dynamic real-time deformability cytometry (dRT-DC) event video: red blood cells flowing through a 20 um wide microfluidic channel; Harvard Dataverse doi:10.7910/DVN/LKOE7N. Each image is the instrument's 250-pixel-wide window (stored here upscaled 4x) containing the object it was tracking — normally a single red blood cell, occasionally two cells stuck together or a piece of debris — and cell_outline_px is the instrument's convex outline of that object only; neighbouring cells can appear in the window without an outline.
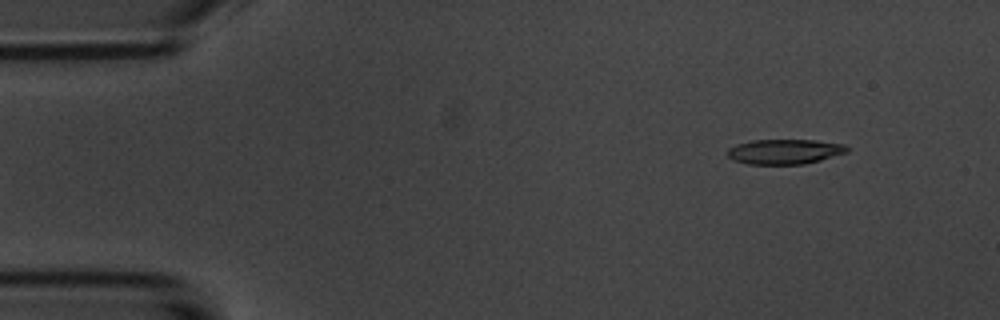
{"species": "common noctule bat (a hibernating species)", "species_latin": "Nyctalus noctula", "temperature_condition": "room temperature", "stored_images_in_passage": 6, "camera_frame_rate_fps": 3000, "um_per_image_px": 0.085, "animal": {"sex": "male", "body_mass_g": 20.1, "forearm_length_mm": 53.5}, "frame": {"image": 1, "passage_image": 2, "time_ms": 1.0, "image_size_px": [1000, 320], "cell_outline_px": [[848, 152], [820, 160], [804, 164], [748, 164], [732, 160], [724, 152], [728, 148], [736, 144], [752, 140], [816, 140], [844, 144], [848, 148]], "centroid_in_image_um": [66.65, 12.88], "position_along_channel_um": 18.4, "area_um2": 17.51}}
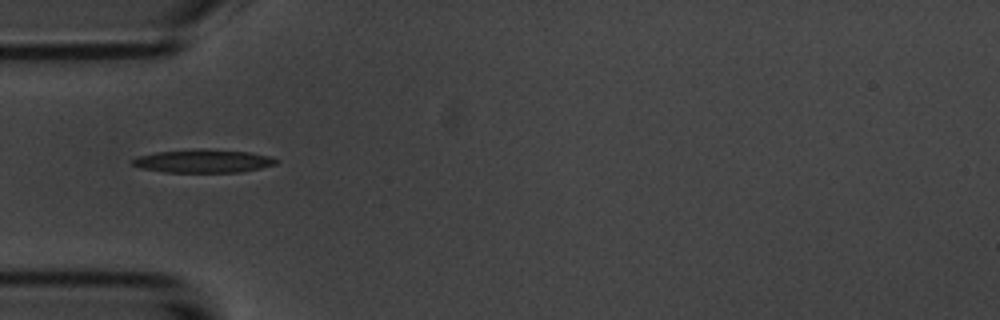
{"frame": {"image": 2, "passage_image": 5, "time_ms": 4.667, "image_size_px": [1000, 320], "cell_outline_px": [[280, 160], [276, 164], [260, 168], [240, 172], [164, 172], [140, 168], [132, 164], [132, 160], [136, 156], [156, 152], [196, 148], [204, 148], [248, 152], [268, 156]], "centroid_in_image_um": [17.24, 13.68], "position_along_channel_um": 67.8, "area_um2": 19.59}}
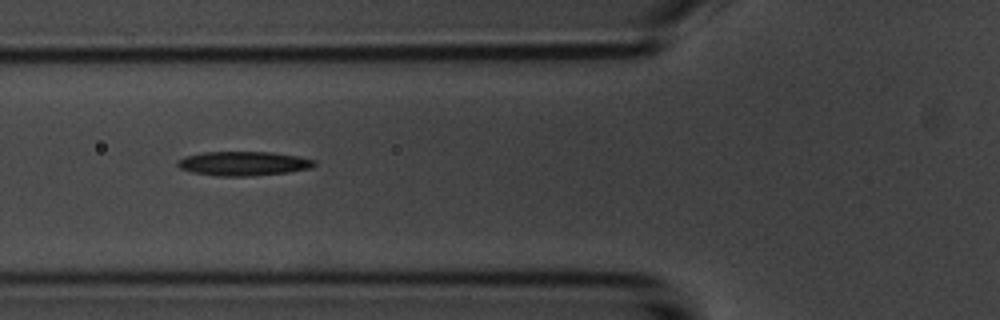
{"frame": {"image": 3, "passage_image": 6, "time_ms": 5.667, "image_size_px": [1000, 320], "cell_outline_px": [[316, 164], [312, 168], [288, 172], [248, 176], [216, 176], [192, 172], [180, 168], [176, 164], [176, 160], [184, 156], [204, 152], [272, 152], [296, 156], [316, 160]], "centroid_in_image_um": [20.67, 13.9], "position_along_channel_um": 105.1, "area_um2": 19.36}}